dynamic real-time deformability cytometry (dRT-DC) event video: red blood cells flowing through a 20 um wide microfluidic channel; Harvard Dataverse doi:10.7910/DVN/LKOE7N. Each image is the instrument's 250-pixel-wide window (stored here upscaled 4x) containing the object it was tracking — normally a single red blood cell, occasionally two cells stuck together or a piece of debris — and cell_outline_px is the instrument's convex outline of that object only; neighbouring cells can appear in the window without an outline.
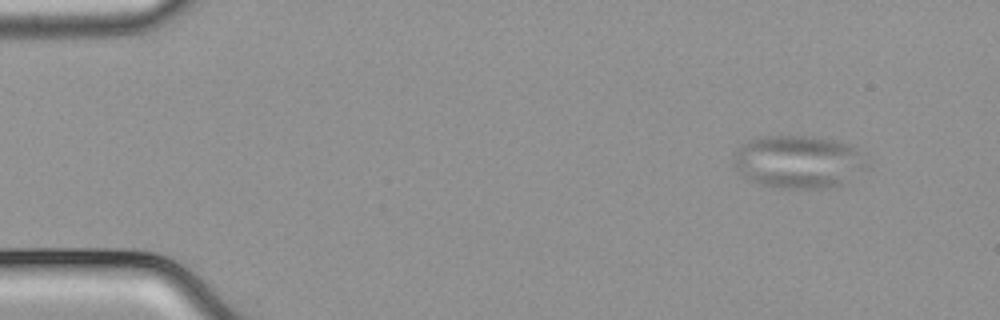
{"species": "common noctule bat (a hibernating species)", "species_latin": "Nyctalus noctula", "temperature_condition": "cold", "stored_images_in_passage": 50, "camera_frame_rate_fps": 3000, "um_per_image_px": 0.085, "animal": {"sex": "male", "body_mass_g": 21.5, "forearm_length_mm": 52.0}, "frame": {"image": 1, "passage_image": 1, "time_ms": 0.0, "image_size_px": [1000, 320], "cell_outline_px": [[868, 168], [840, 184], [828, 188], [784, 188], [760, 184], [744, 176], [732, 164], [732, 156], [748, 140], [764, 136], [812, 136], [832, 140], [848, 144], [864, 152], [868, 164]], "centroid_in_image_um": [67.9, 13.74], "position_along_channel_um": 17.1, "area_um2": 41.04}}
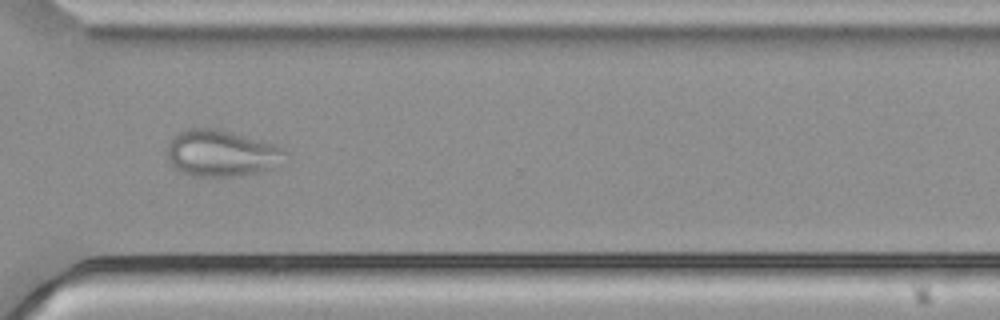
{"frame": {"image": 2, "passage_image": 36, "time_ms": 11.667, "image_size_px": [1000, 320], "cell_outline_px": [[288, 164], [276, 168], [260, 172], [232, 176], [192, 176], [180, 172], [168, 160], [168, 144], [176, 132], [188, 128], [216, 128], [276, 144], [284, 148], [288, 152]], "centroid_in_image_um": [18.92, 13.03], "position_along_channel_um": 351.7, "area_um2": 32.71}}
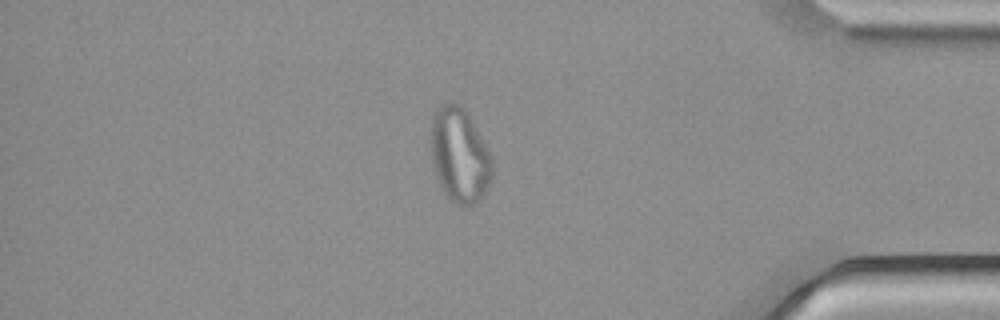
{"frame": {"image": 3, "passage_image": 42, "time_ms": 13.667, "image_size_px": [1000, 320], "cell_outline_px": [[492, 176], [484, 192], [472, 204], [456, 204], [444, 192], [436, 176], [432, 160], [428, 140], [428, 136], [432, 112], [448, 100], [460, 104], [464, 108], [472, 120], [492, 156]], "centroid_in_image_um": [39.0, 13.09], "position_along_channel_um": 396.2, "area_um2": 34.1}}